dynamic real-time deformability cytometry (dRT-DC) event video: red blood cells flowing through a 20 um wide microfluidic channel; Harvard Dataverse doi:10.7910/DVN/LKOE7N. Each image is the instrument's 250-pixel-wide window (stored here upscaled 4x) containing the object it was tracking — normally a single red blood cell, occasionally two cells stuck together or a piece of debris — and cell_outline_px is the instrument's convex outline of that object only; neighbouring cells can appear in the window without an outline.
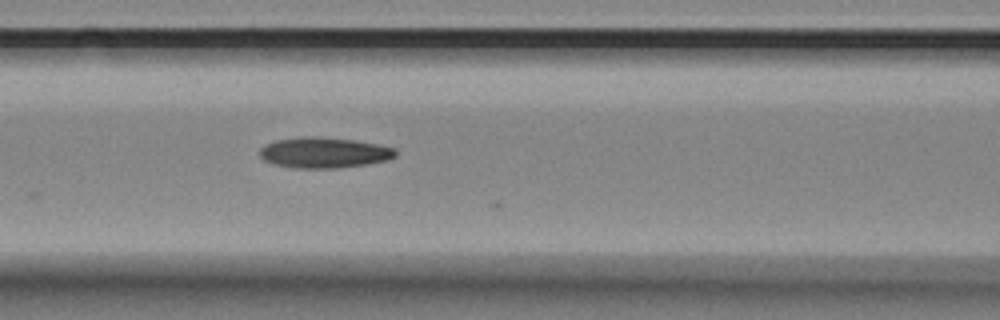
{"species": "Egyptian fruit bat (a non-hibernating species)", "species_latin": "Rousettus aegyptiacus", "temperature_condition": "room temperature", "stored_images_in_passage": 10, "camera_frame_rate_fps": 3000, "um_per_image_px": 0.085, "animal": {"sex": "female"}, "frame": {"image": 1, "passage_image": 9, "time_ms": 2.667, "image_size_px": [1000, 320], "cell_outline_px": [[396, 156], [388, 160], [364, 164], [336, 168], [296, 168], [272, 164], [264, 160], [260, 156], [260, 148], [264, 144], [276, 140], [296, 136], [320, 136], [352, 140], [376, 144], [396, 148]], "centroid_in_image_um": [27.5, 12.96], "position_along_channel_um": 139.1, "area_um2": 24.39}}